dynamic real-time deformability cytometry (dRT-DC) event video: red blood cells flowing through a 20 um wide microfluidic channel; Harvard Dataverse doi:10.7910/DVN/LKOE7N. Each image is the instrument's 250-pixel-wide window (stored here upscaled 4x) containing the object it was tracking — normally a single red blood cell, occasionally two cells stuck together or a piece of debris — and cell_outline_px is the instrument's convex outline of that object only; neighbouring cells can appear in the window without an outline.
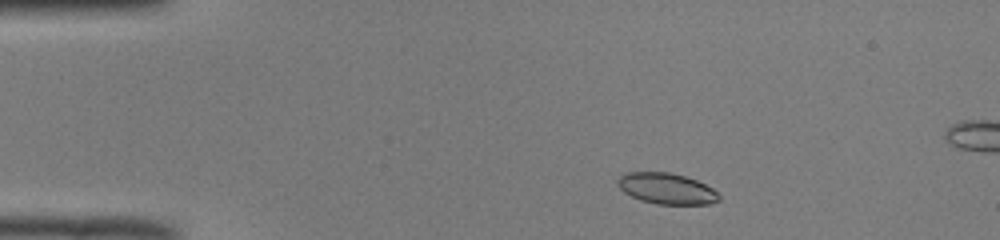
{"species": "common noctule bat (a hibernating species)", "species_latin": "Nyctalus noctula", "temperature_condition": "room temperature", "stored_images_in_passage": 46, "segment_of_instrument_passage": [1, 2], "camera_frame_rate_fps": 3000, "um_per_image_px": 0.085, "animal": {"sex": "male", "body_mass_g": 19.0, "forearm_length_mm": 50.8}, "frame": {"image": 1, "passage_image": 3, "time_ms": 0.667, "image_size_px": [1000, 240], "cell_outline_px": [[720, 200], [708, 204], [656, 204], [640, 200], [624, 192], [620, 188], [616, 180], [620, 176], [628, 172], [668, 172], [684, 176], [696, 180], [712, 188], [720, 196]], "centroid_in_image_um": [56.65, 16.03], "position_along_channel_um": 28.4, "area_um2": 18.15}}
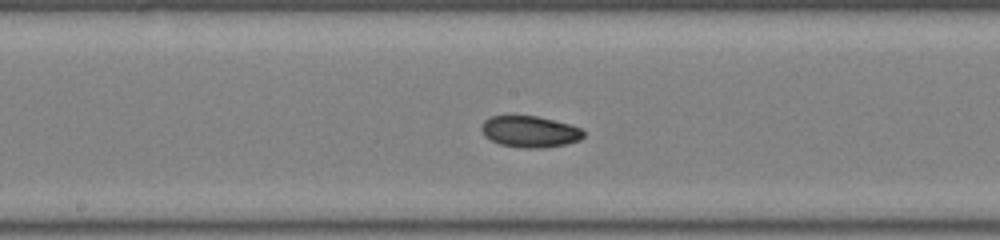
{"frame": {"image": 2, "passage_image": 21, "time_ms": 6.667, "image_size_px": [1000, 240], "cell_outline_px": [[584, 136], [580, 140], [564, 144], [544, 148], [520, 148], [500, 144], [484, 136], [480, 128], [484, 120], [492, 116], [536, 116], [568, 124], [580, 128], [584, 132]], "centroid_in_image_um": [45.01, 11.2], "position_along_channel_um": 203.2, "area_um2": 18.55}}
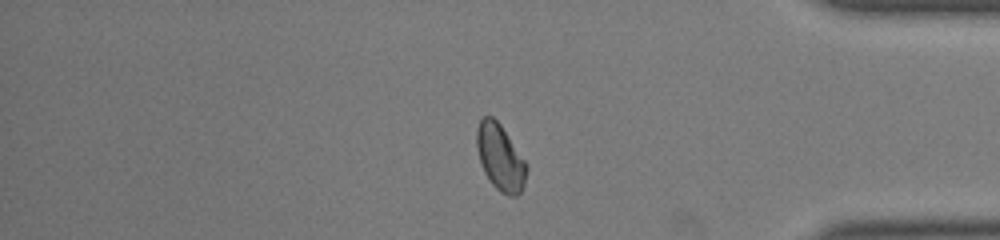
{"frame": {"image": 3, "passage_image": 37, "time_ms": 12.0, "image_size_px": [1000, 240], "cell_outline_px": [[528, 168], [524, 184], [520, 192], [516, 196], [508, 196], [500, 192], [492, 184], [484, 172], [476, 148], [476, 128], [480, 120], [484, 116], [492, 116], [500, 124], [528, 164]], "centroid_in_image_um": [42.52, 13.38], "position_along_channel_um": 392.7, "area_um2": 19.31}}